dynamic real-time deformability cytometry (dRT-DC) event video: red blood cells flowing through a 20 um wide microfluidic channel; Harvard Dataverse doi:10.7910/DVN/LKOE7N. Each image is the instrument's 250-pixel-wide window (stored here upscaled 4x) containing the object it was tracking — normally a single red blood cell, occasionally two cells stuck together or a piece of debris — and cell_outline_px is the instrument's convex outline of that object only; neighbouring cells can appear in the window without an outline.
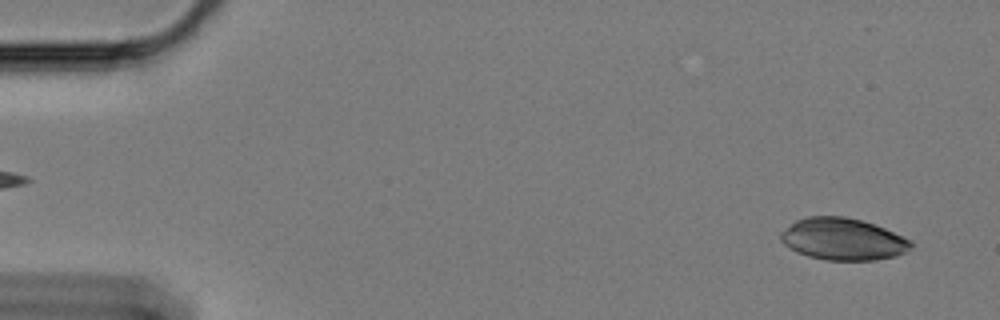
{"species": "Egyptian fruit bat (a non-hibernating species)", "species_latin": "Rousettus aegyptiacus", "temperature_condition": "cold", "stored_images_in_passage": 59, "camera_frame_rate_fps": 3000, "um_per_image_px": 0.085, "animal": {"sex": "female"}, "frame": {"image": 1, "passage_image": 3, "time_ms": 0.667, "image_size_px": [1000, 320], "cell_outline_px": [[912, 248], [896, 256], [876, 260], [824, 260], [808, 256], [796, 252], [784, 244], [780, 240], [780, 232], [796, 220], [808, 216], [844, 216], [860, 220], [884, 228], [912, 240]], "centroid_in_image_um": [71.63, 20.33], "position_along_channel_um": 13.4, "area_um2": 31.85}}
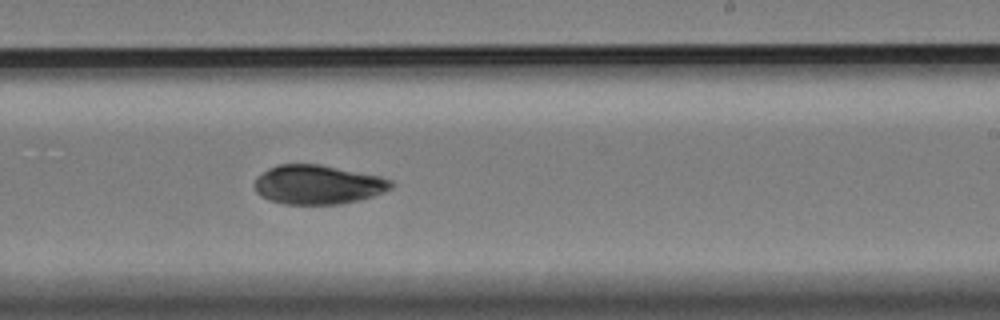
{"frame": {"image": 2, "passage_image": 36, "time_ms": 11.667, "image_size_px": [1000, 320], "cell_outline_px": [[392, 188], [384, 192], [360, 200], [340, 204], [284, 204], [268, 200], [260, 196], [256, 192], [256, 176], [268, 168], [280, 164], [320, 164], [380, 176], [392, 180]], "centroid_in_image_um": [27.01, 15.69], "position_along_channel_um": 262.0, "area_um2": 31.27}}
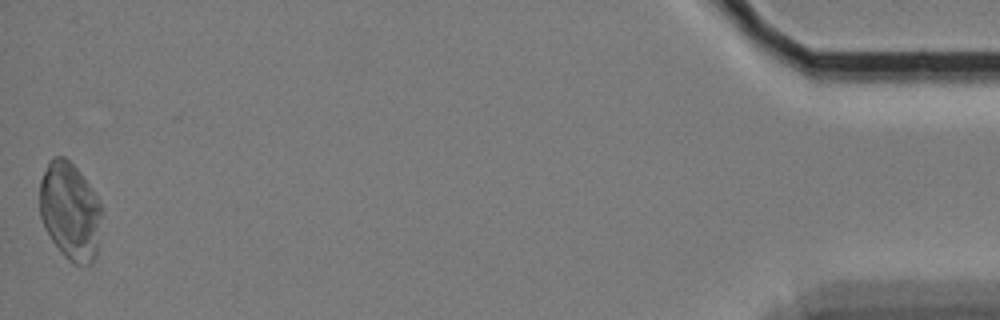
{"frame": {"image": 3, "passage_image": 59, "time_ms": 19.333, "image_size_px": [1000, 320], "cell_outline_px": [[104, 212], [96, 256], [92, 264], [72, 264], [60, 252], [52, 240], [40, 216], [40, 180], [52, 156], [64, 156], [80, 172], [100, 200], [104, 208]], "centroid_in_image_um": [6.01, 17.96], "position_along_channel_um": 429.2, "area_um2": 35.72}}